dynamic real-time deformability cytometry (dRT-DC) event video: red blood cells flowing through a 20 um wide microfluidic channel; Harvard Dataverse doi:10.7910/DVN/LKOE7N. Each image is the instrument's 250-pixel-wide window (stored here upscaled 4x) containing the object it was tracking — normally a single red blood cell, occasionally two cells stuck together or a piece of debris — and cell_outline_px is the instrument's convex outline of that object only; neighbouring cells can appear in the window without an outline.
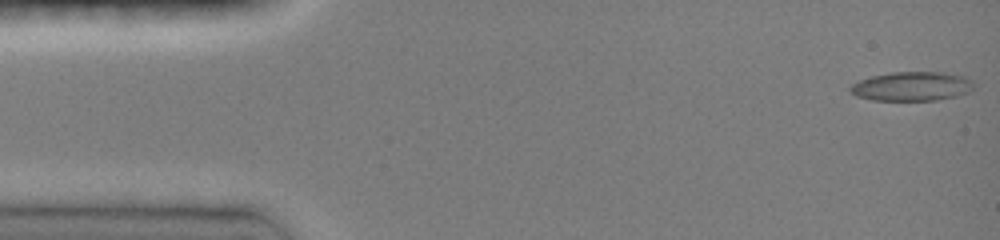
{"species": "common noctule bat (a hibernating species)", "species_latin": "Nyctalus noctula", "temperature_condition": "room temperature", "stored_images_in_passage": 47, "camera_frame_rate_fps": 3000, "um_per_image_px": 0.085, "animal": {"sex": "female", "body_mass_g": 19.0, "forearm_length_mm": 51.5}, "frame": {"image": 1, "passage_image": 1, "time_ms": 0.0, "image_size_px": [1000, 240], "cell_outline_px": [[976, 84], [968, 92], [956, 96], [936, 100], [872, 100], [856, 96], [848, 88], [852, 84], [860, 80], [872, 76], [892, 72], [944, 72], [964, 76], [972, 80]], "centroid_in_image_um": [77.53, 7.33], "position_along_channel_um": 7.5, "area_um2": 20.98}}
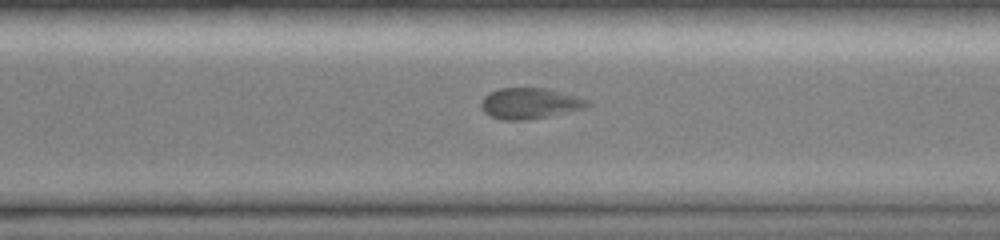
{"frame": {"image": 2, "passage_image": 33, "time_ms": 10.667, "image_size_px": [1000, 240], "cell_outline_px": [[592, 104], [584, 108], [548, 116], [524, 120], [504, 120], [492, 116], [484, 112], [480, 104], [484, 96], [488, 92], [500, 88], [544, 88], [588, 100]], "centroid_in_image_um": [44.98, 8.78], "position_along_channel_um": 325.6, "area_um2": 18.79}}
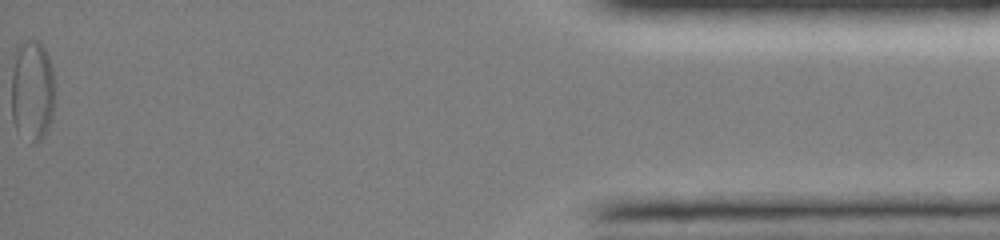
{"frame": {"image": 3, "passage_image": 47, "time_ms": 15.333, "image_size_px": [1000, 240], "cell_outline_px": [[56, 88], [52, 116], [48, 128], [44, 136], [40, 140], [32, 140], [16, 132], [12, 120], [12, 72], [16, 56], [20, 44], [28, 40], [40, 40], [48, 56], [52, 68]], "centroid_in_image_um": [2.77, 7.7], "position_along_channel_um": 432.4, "area_um2": 25.72}, "authors_computed_cell_mechanics": {"area_um2": 19.1318, "velocity_mm_per_s": 4.0931, "shape_relaxation_time_tau1_ms": null, "shape_relaxation_time_tau2_ms": 4.0114, "deformation_change_tau1": null, "deformation_change_tau2": 0.1007}}